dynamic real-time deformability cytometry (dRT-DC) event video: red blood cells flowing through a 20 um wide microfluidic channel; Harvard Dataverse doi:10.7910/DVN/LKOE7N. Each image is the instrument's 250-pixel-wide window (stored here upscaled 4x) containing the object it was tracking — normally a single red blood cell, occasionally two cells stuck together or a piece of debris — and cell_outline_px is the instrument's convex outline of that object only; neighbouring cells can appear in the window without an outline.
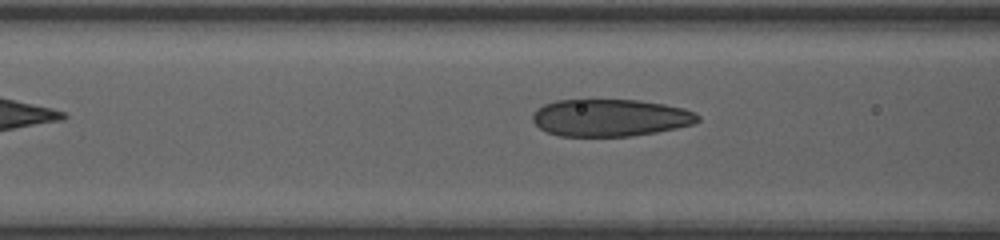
{"species": "human", "species_latin": "Homo sapiens", "temperature_condition": "room temperature", "stored_images_in_passage": 7, "camera_frame_rate_fps": 3000, "um_per_image_px": 0.085, "donor": {"sex": "female"}, "frame": {"image": 1, "passage_image": 5, "time_ms": 1.333, "image_size_px": [1000, 240], "cell_outline_px": [[700, 120], [692, 124], [676, 128], [656, 132], [632, 136], [560, 136], [548, 132], [540, 128], [532, 120], [532, 116], [536, 108], [544, 104], [556, 100], [640, 100], [664, 104], [684, 108], [696, 112], [700, 116]], "centroid_in_image_um": [51.88, 10.0], "position_along_channel_um": 114.7, "area_um2": 35.95}}